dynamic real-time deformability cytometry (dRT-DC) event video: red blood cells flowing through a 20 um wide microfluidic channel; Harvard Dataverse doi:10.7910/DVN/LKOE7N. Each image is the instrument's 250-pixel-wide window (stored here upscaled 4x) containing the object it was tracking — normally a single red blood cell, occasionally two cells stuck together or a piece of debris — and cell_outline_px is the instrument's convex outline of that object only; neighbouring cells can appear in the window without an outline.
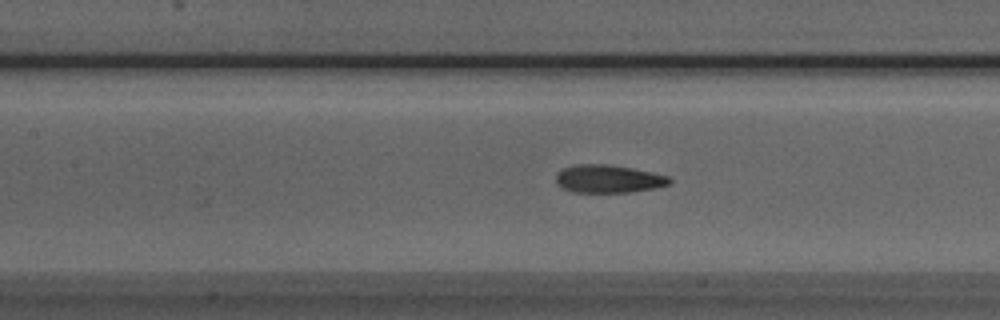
{"species": "Egyptian fruit bat (a non-hibernating species)", "species_latin": "Rousettus aegyptiacus", "temperature_condition": "room temperature", "stored_images_in_passage": 36, "camera_frame_rate_fps": 3000, "um_per_image_px": 0.085, "animal": {"sex": "male"}, "frame": {"image": 1, "passage_image": 7, "time_ms": 2.0, "image_size_px": [1000, 320], "cell_outline_px": [[672, 180], [668, 184], [656, 188], [632, 192], [572, 192], [560, 188], [556, 184], [556, 176], [564, 168], [576, 164], [604, 164], [632, 168], [652, 172], [668, 176]], "centroid_in_image_um": [51.7, 15.21], "position_along_channel_um": 155.7, "area_um2": 18.5}}
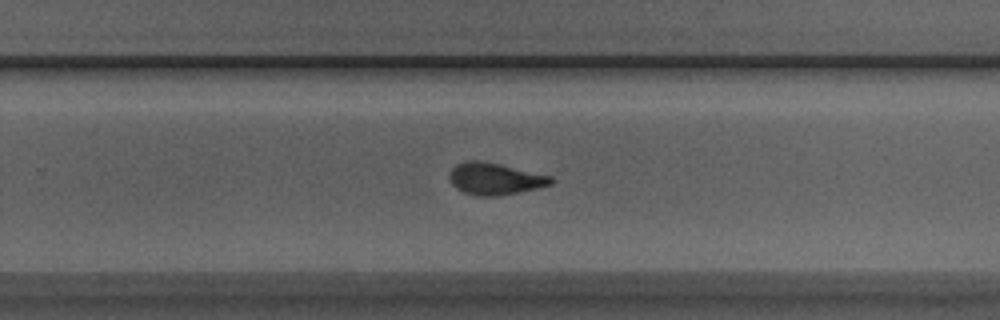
{"frame": {"image": 2, "passage_image": 17, "time_ms": 5.333, "image_size_px": [1000, 320], "cell_outline_px": [[556, 180], [552, 184], [540, 188], [496, 196], [476, 196], [464, 192], [456, 188], [452, 184], [448, 176], [452, 168], [456, 164], [468, 160], [480, 160], [500, 164], [552, 176]], "centroid_in_image_um": [42.08, 15.19], "position_along_channel_um": 287.7, "area_um2": 19.02}}
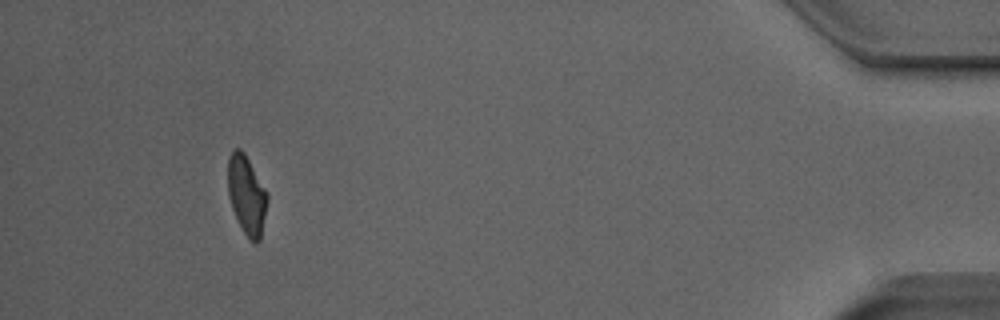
{"frame": {"image": 3, "passage_image": 32, "time_ms": 10.333, "image_size_px": [1000, 320], "cell_outline_px": [[268, 200], [260, 240], [256, 244], [252, 244], [244, 232], [232, 208], [228, 196], [228, 156], [236, 148], [240, 148], [244, 152], [268, 192]], "centroid_in_image_um": [20.98, 16.58], "position_along_channel_um": 414.2, "area_um2": 18.21}}